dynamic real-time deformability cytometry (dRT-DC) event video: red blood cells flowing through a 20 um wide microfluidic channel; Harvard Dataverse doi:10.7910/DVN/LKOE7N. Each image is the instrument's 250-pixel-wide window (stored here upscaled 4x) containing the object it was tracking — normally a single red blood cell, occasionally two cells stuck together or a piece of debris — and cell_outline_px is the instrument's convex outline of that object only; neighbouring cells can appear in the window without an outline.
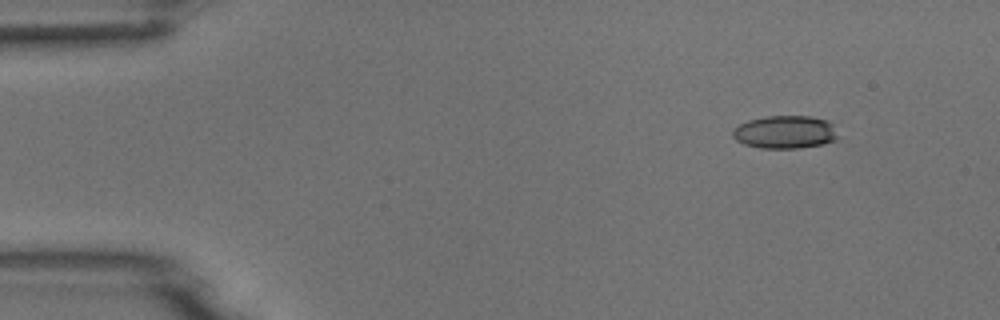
{"species": "common noctule bat (a hibernating species)", "species_latin": "Nyctalus noctula", "temperature_condition": "room temperature", "stored_images_in_passage": 3, "camera_frame_rate_fps": 3000, "um_per_image_px": 0.085, "animal": {"sex": "male", "body_mass_g": 18.8}, "frame": {"image": 1, "passage_image": 1, "time_ms": 0.0, "image_size_px": [1000, 320], "cell_outline_px": [[836, 140], [824, 144], [800, 148], [760, 148], [744, 144], [736, 140], [732, 136], [732, 128], [748, 120], [764, 116], [812, 116], [828, 120], [832, 124], [836, 136]], "centroid_in_image_um": [66.7, 11.22], "position_along_channel_um": 18.3, "area_um2": 20.35}}